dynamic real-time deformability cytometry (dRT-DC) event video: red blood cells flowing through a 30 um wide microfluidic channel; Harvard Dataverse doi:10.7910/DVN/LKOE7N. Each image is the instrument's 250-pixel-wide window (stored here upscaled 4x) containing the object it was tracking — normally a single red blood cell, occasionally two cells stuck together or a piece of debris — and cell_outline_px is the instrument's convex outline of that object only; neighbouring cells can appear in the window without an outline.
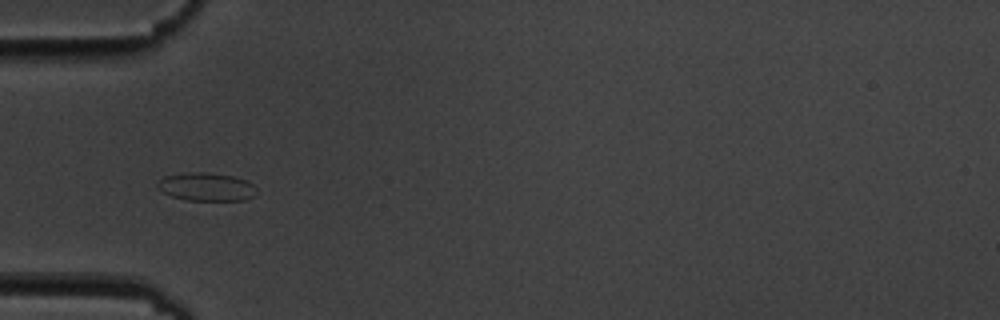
{"species": "common noctule bat (a hibernating species)", "species_latin": "Nyctalus noctula", "temperature_condition": "cold", "stored_images_in_passage": 9, "camera_frame_rate_fps": 3000, "um_per_image_px": 0.085, "animal": {"sex": "male", "body_mass_g": 19.5, "forearm_length_mm": 54.6}, "frame": {"image": 1, "passage_image": 4, "time_ms": 3.333, "image_size_px": [1000, 320], "cell_outline_px": [[256, 196], [244, 200], [184, 200], [160, 192], [156, 188], [156, 184], [164, 176], [188, 172], [208, 172], [232, 176], [244, 180], [252, 184]], "centroid_in_image_um": [17.47, 15.88], "position_along_channel_um": 67.5, "area_um2": 16.3}}
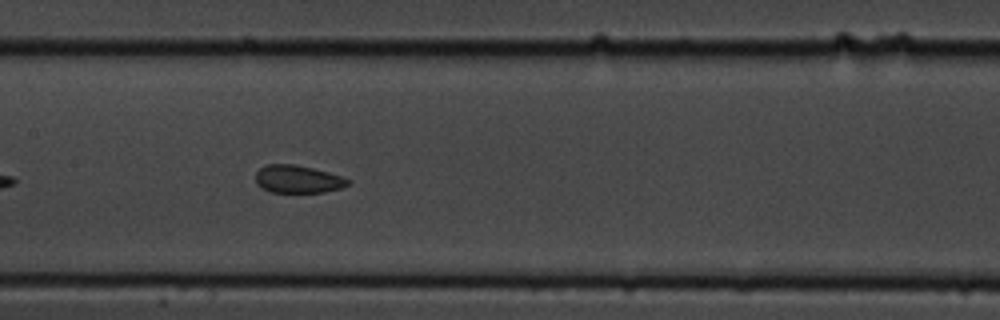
{"frame": {"image": 2, "passage_image": 7, "time_ms": 6.667, "image_size_px": [1000, 320], "cell_outline_px": [[352, 180], [348, 184], [340, 188], [324, 192], [272, 192], [260, 188], [256, 184], [256, 172], [260, 168], [268, 164], [292, 164], [312, 168], [328, 172]], "centroid_in_image_um": [25.29, 15.23], "position_along_channel_um": 182.1, "area_um2": 14.85}}
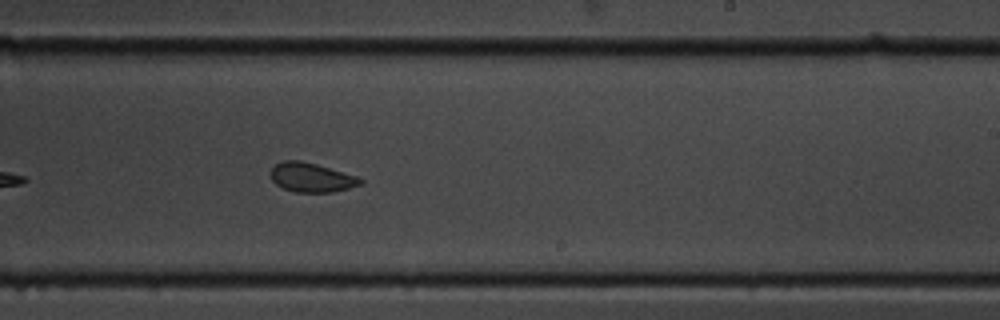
{"frame": {"image": 3, "passage_image": 9, "time_ms": 9.0, "image_size_px": [1000, 320], "cell_outline_px": [[364, 180], [360, 184], [348, 188], [332, 192], [296, 192], [284, 188], [276, 184], [272, 180], [272, 168], [276, 164], [284, 160], [300, 160], [316, 164], [356, 176]], "centroid_in_image_um": [26.46, 15.08], "position_along_channel_um": 262.5, "area_um2": 14.97}}